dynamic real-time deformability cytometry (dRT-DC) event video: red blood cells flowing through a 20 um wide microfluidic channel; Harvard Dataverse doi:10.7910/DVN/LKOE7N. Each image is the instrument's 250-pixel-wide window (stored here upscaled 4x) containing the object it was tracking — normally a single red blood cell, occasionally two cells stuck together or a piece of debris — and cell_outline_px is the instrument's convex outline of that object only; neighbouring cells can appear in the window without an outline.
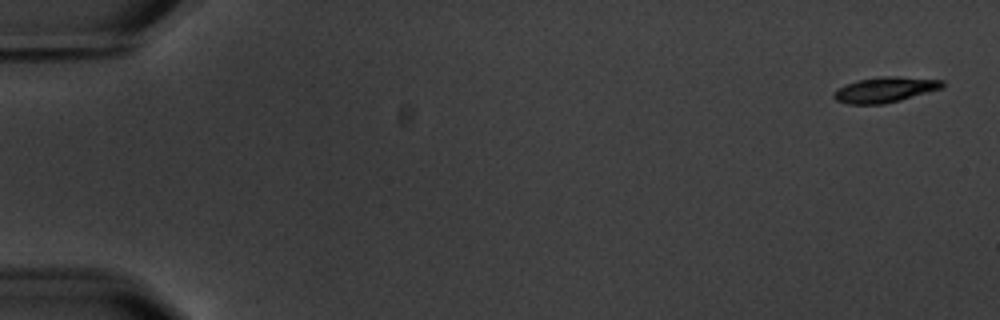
{"species": "common noctule bat (a hibernating species)", "species_latin": "Nyctalus noctula", "temperature_condition": "warm", "stored_images_in_passage": 7, "camera_frame_rate_fps": 3000, "um_per_image_px": 0.085, "animal": {"sex": "male", "body_mass_g": 20.1, "forearm_length_mm": 53.5}, "frame": {"image": 1, "passage_image": 1, "time_ms": 0.0, "image_size_px": [1000, 320], "cell_outline_px": [[944, 88], [900, 100], [884, 104], [848, 104], [836, 100], [832, 96], [836, 88], [844, 84], [856, 80], [876, 76], [896, 76], [944, 80]], "centroid_in_image_um": [75.2, 7.61], "position_along_channel_um": 9.8, "area_um2": 16.36}}
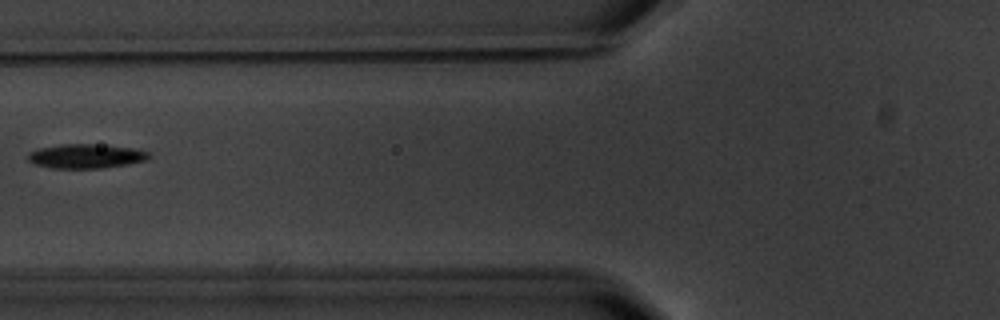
{"frame": {"image": 2, "passage_image": 7, "time_ms": 7.333, "image_size_px": [1000, 320], "cell_outline_px": [[152, 156], [148, 160], [128, 164], [100, 168], [52, 168], [32, 164], [28, 160], [28, 152], [40, 148], [60, 144], [92, 144], [132, 148], [148, 152]], "centroid_in_image_um": [7.28, 13.28], "position_along_channel_um": 118.5, "area_um2": 17.11}}